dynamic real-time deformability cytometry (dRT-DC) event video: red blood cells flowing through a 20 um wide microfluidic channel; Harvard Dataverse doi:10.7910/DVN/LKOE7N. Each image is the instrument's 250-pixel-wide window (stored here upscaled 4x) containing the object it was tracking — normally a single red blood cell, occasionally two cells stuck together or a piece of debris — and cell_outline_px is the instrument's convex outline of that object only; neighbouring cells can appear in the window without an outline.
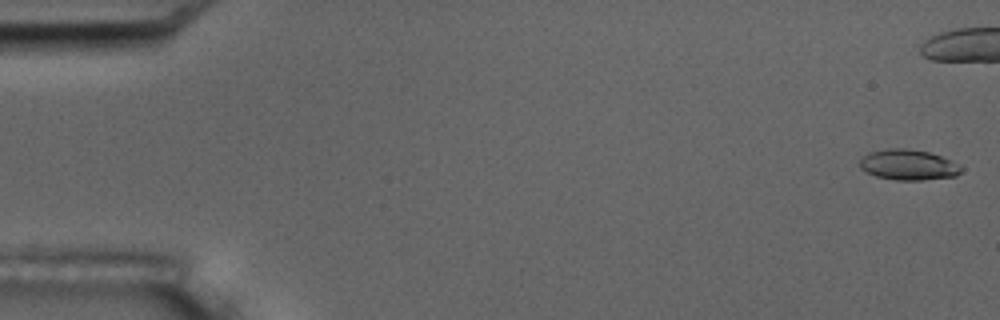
{"species": "common noctule bat (a hibernating species)", "species_latin": "Nyctalus noctula", "temperature_condition": "room temperature", "stored_images_in_passage": 6, "camera_frame_rate_fps": 3000, "um_per_image_px": 0.085, "animal": {"sex": "male", "body_mass_g": 17.5, "forearm_length_mm": 52.3}, "frame": {"image": 1, "passage_image": 1, "time_ms": 0.0, "image_size_px": [1000, 320], "cell_outline_px": [[964, 168], [956, 176], [924, 180], [896, 180], [876, 176], [864, 172], [860, 168], [860, 160], [868, 152], [888, 148], [908, 148], [928, 152], [952, 160]], "centroid_in_image_um": [77.2, 14.01], "position_along_channel_um": 7.8, "area_um2": 18.21}}